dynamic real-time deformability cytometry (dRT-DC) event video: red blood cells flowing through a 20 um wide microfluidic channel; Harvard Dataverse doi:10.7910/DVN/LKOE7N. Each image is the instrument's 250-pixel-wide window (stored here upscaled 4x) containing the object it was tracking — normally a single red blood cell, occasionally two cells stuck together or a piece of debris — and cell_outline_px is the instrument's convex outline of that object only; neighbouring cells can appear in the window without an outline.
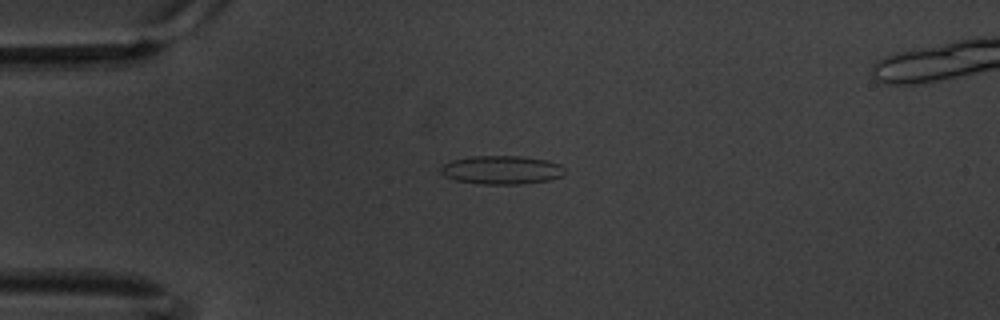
{"species": "common noctule bat (a hibernating species)", "species_latin": "Nyctalus noctula", "temperature_condition": "warm", "stored_images_in_passage": 7, "camera_frame_rate_fps": 3000, "um_per_image_px": 0.085, "animal": {"sex": "male", "body_mass_g": 20.1, "forearm_length_mm": 53.5}, "frame": {"image": 1, "passage_image": 5, "time_ms": 1.333, "image_size_px": [1000, 320], "cell_outline_px": [[564, 172], [560, 176], [548, 180], [520, 184], [484, 184], [456, 180], [444, 176], [440, 172], [440, 168], [444, 164], [452, 160], [472, 156], [520, 156], [548, 160], [560, 164], [564, 168]], "centroid_in_image_um": [42.63, 14.44], "position_along_channel_um": 42.4, "area_um2": 20.52}}